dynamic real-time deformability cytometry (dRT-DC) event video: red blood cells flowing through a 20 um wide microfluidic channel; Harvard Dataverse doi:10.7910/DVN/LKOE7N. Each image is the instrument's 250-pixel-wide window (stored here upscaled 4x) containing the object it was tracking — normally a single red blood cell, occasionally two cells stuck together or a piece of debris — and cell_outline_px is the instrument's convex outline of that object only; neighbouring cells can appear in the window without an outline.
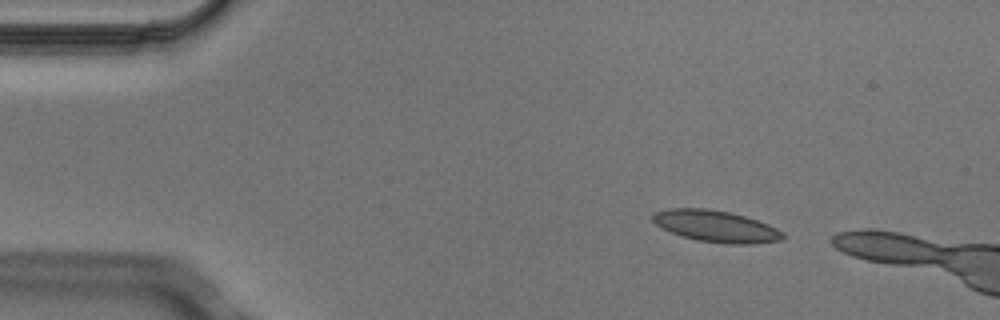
{"species": "Egyptian fruit bat (a non-hibernating species)", "species_latin": "Rousettus aegyptiacus", "temperature_condition": "cold", "stored_images_in_passage": 4, "camera_frame_rate_fps": 3000, "um_per_image_px": 0.085, "animal": {"sex": "male"}, "frame": {"image": 1, "passage_image": 2, "time_ms": 0.333, "image_size_px": [1000, 320], "cell_outline_px": [[784, 236], [780, 240], [752, 244], [728, 244], [696, 240], [680, 236], [656, 224], [652, 220], [652, 216], [656, 212], [668, 208], [708, 208], [728, 212], [744, 216], [768, 224], [784, 232]], "centroid_in_image_um": [60.85, 19.23], "position_along_channel_um": 24.1, "area_um2": 23.81}}